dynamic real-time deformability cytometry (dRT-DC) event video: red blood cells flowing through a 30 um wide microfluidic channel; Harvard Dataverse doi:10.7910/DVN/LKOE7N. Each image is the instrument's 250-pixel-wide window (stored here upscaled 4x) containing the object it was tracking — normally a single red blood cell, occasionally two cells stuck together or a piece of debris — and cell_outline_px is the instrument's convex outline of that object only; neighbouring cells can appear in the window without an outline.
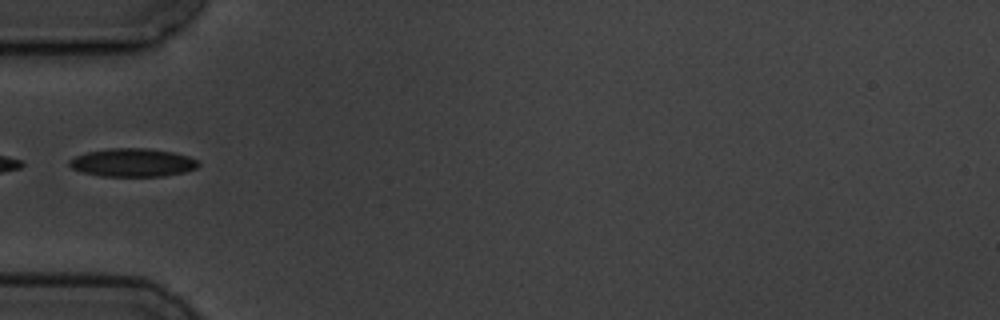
{"species": "common noctule bat (a hibernating species)", "species_latin": "Nyctalus noctula", "temperature_condition": "cold", "stored_images_in_passage": 1, "camera_frame_rate_fps": 3000, "um_per_image_px": 0.085, "animal": {"sex": "male", "body_mass_g": 19.5, "forearm_length_mm": 54.6}, "frame": {"image": 1, "passage_image": 1, "time_ms": 0.0, "image_size_px": [1000, 320], "cell_outline_px": [[200, 164], [196, 168], [184, 172], [164, 176], [100, 176], [84, 172], [72, 168], [68, 164], [68, 160], [76, 156], [88, 152], [108, 148], [148, 148], [172, 152], [188, 156], [196, 160]], "centroid_in_image_um": [11.27, 13.82], "position_along_channel_um": 73.7, "area_um2": 21.15}}